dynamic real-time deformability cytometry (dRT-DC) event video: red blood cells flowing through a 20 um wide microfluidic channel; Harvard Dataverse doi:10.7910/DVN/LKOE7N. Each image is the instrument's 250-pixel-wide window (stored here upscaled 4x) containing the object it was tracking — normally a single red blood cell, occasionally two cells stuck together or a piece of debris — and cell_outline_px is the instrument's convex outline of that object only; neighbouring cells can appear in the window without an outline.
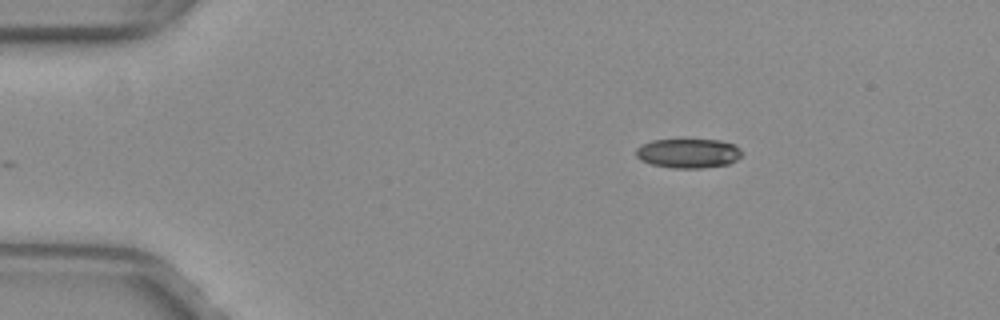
{"species": "common noctule bat (a hibernating species)", "species_latin": "Nyctalus noctula", "temperature_condition": "warm", "stored_images_in_passage": 22, "camera_frame_rate_fps": 3000, "um_per_image_px": 0.085, "animal": {"sex": "female", "body_mass_g": 29.2, "forearm_length_mm": 56.3}, "frame": {"image": 1, "passage_image": 1, "time_ms": 0.0, "image_size_px": [1000, 320], "cell_outline_px": [[744, 152], [736, 160], [728, 164], [700, 168], [672, 168], [652, 164], [640, 160], [636, 156], [636, 148], [640, 144], [652, 140], [684, 136], [720, 140], [736, 144]], "centroid_in_image_um": [58.5, 12.96], "position_along_channel_um": 26.5, "area_um2": 19.25}}
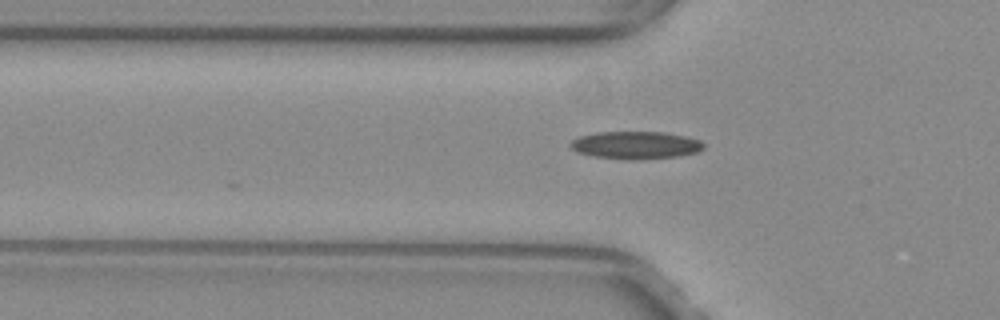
{"frame": {"image": 2, "passage_image": 10, "time_ms": 3.0, "image_size_px": [1000, 320], "cell_outline_px": [[704, 148], [696, 152], [680, 156], [596, 156], [576, 152], [568, 144], [572, 140], [580, 136], [596, 132], [664, 132], [684, 136], [700, 140], [704, 144]], "centroid_in_image_um": [54.02, 12.27], "position_along_channel_um": 71.8, "area_um2": 20.11}}
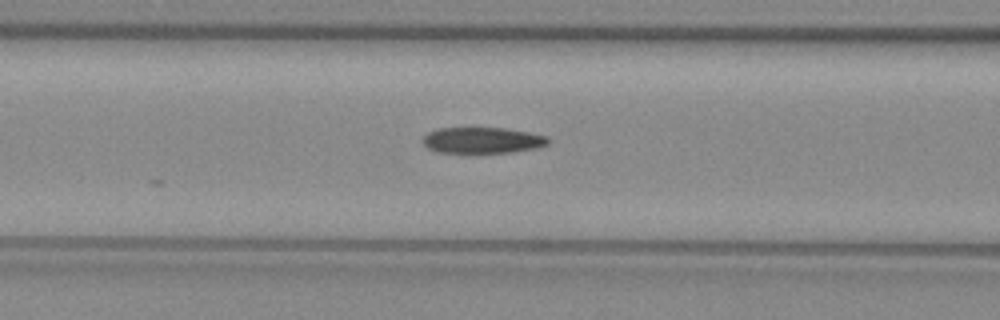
{"frame": {"image": 3, "passage_image": 14, "time_ms": 4.333, "image_size_px": [1000, 320], "cell_outline_px": [[548, 144], [536, 148], [512, 152], [472, 156], [436, 152], [428, 148], [420, 140], [428, 132], [436, 128], [504, 128], [528, 132], [548, 136]], "centroid_in_image_um": [40.93, 11.98], "position_along_channel_um": 125.7, "area_um2": 20.06}}